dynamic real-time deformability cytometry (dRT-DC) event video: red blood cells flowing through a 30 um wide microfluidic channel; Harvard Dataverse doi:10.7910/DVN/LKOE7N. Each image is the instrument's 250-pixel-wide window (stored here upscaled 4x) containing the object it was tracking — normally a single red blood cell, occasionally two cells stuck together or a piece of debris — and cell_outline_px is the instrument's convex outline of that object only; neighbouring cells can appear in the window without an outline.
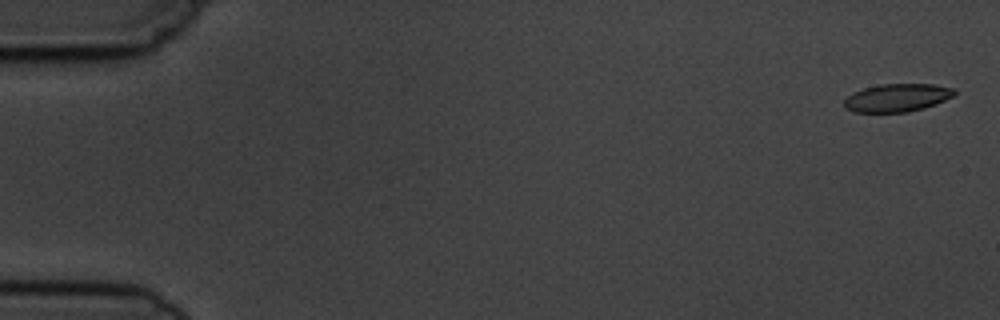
{"species": "common noctule bat (a hibernating species)", "species_latin": "Nyctalus noctula", "temperature_condition": "cold", "stored_images_in_passage": 14, "camera_frame_rate_fps": 3000, "um_per_image_px": 0.085, "animal": {"sex": "male", "body_mass_g": 19.5, "forearm_length_mm": 54.6}, "frame": {"image": 1, "passage_image": 1, "time_ms": 0.0, "image_size_px": [1000, 320], "cell_outline_px": [[956, 92], [952, 96], [936, 104], [924, 108], [908, 112], [852, 112], [844, 108], [844, 100], [848, 96], [864, 88], [880, 84], [932, 84], [956, 88]], "centroid_in_image_um": [76.26, 8.31], "position_along_channel_um": 8.7, "area_um2": 17.98}}
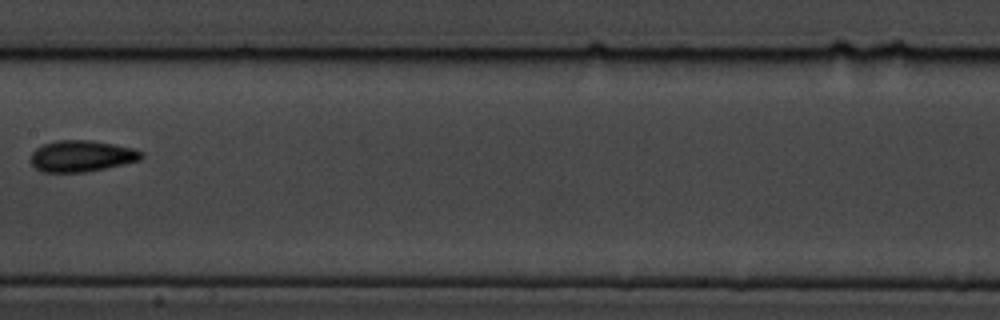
{"frame": {"image": 2, "passage_image": 8, "time_ms": 9.0, "image_size_px": [1000, 320], "cell_outline_px": [[144, 156], [140, 160], [104, 168], [84, 172], [44, 172], [36, 168], [32, 164], [32, 152], [36, 148], [44, 144], [56, 140], [92, 140], [132, 148], [144, 152]], "centroid_in_image_um": [6.94, 13.26], "position_along_channel_um": 200.5, "area_um2": 20.0}}
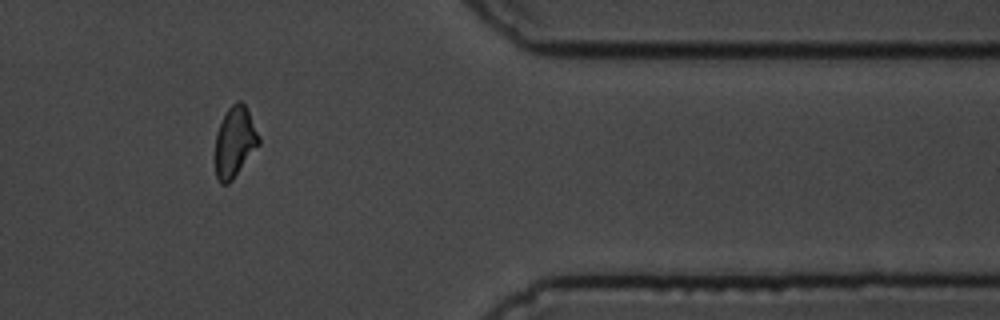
{"frame": {"image": 3, "passage_image": 13, "time_ms": 14.667, "image_size_px": [1000, 320], "cell_outline_px": [[260, 144], [232, 180], [228, 184], [220, 184], [216, 176], [216, 132], [228, 108], [236, 100], [240, 100], [244, 104], [260, 136]], "centroid_in_image_um": [19.96, 12.07], "position_along_channel_um": 391.4, "area_um2": 17.74}, "authors_computed_cell_mechanics": {"area_um2": 18.496, "velocity_mm_per_s": 3.7225, "shape_relaxation_time_tau1_ms": 2.9751, "shape_relaxation_time_tau2_ms": 4.2858, "deformation_change_tau1": 0.0811, "deformation_change_tau2": 0.0709}}